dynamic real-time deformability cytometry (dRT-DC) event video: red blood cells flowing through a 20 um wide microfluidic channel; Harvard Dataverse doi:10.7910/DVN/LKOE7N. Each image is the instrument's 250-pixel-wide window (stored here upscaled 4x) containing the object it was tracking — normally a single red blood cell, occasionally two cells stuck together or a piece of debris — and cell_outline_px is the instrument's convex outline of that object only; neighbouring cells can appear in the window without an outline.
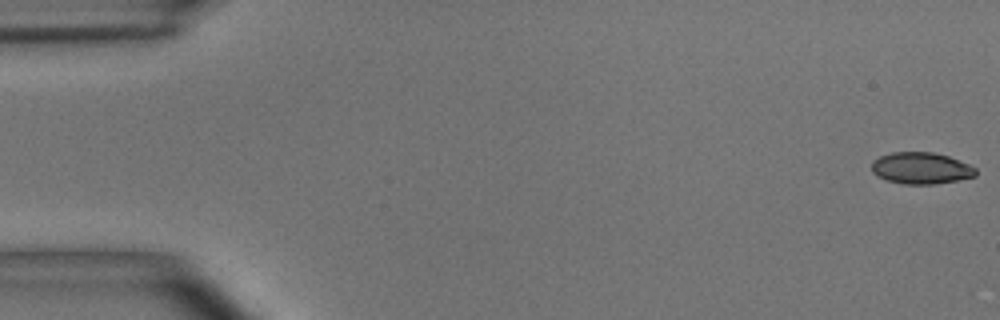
{"species": "common noctule bat (a hibernating species)", "species_latin": "Nyctalus noctula", "temperature_condition": "room temperature", "stored_images_in_passage": 13, "camera_frame_rate_fps": 3000, "um_per_image_px": 0.085, "animal": {"sex": "male", "body_mass_g": 15.6}, "frame": {"image": 1, "passage_image": 1, "time_ms": 0.0, "image_size_px": [1000, 320], "cell_outline_px": [[976, 176], [936, 184], [904, 184], [888, 180], [876, 176], [872, 172], [872, 160], [880, 156], [892, 152], [932, 152], [948, 156], [968, 164], [976, 168]], "centroid_in_image_um": [78.27, 14.29], "position_along_channel_um": 6.7, "area_um2": 19.13}}